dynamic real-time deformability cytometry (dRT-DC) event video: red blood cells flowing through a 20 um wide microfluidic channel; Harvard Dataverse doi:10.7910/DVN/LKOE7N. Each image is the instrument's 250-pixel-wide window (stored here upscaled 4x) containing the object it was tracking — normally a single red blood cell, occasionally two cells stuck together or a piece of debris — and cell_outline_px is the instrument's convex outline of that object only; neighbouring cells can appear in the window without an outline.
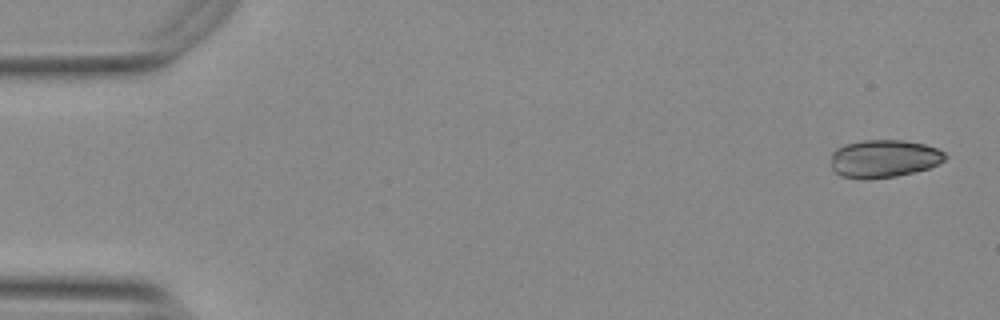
{"species": "Egyptian fruit bat (a non-hibernating species)", "species_latin": "Rousettus aegyptiacus", "temperature_condition": "warm", "stored_images_in_passage": 48, "camera_frame_rate_fps": 3000, "um_per_image_px": 0.085, "animal": {"sex": "female"}, "frame": {"image": 1, "passage_image": 1, "time_ms": 0.0, "image_size_px": [1000, 320], "cell_outline_px": [[948, 156], [944, 160], [928, 168], [896, 176], [868, 180], [864, 180], [840, 176], [832, 168], [832, 152], [836, 148], [844, 144], [864, 140], [904, 140], [924, 144], [936, 148], [944, 152]], "centroid_in_image_um": [75.1, 13.48], "position_along_channel_um": 9.9, "area_um2": 25.26}}
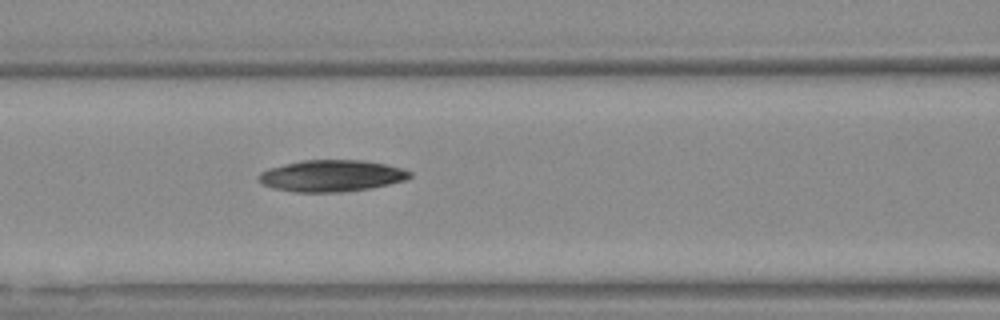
{"frame": {"image": 2, "passage_image": 22, "time_ms": 7.0, "image_size_px": [1000, 320], "cell_outline_px": [[412, 176], [404, 180], [388, 184], [368, 188], [340, 192], [292, 192], [272, 188], [264, 184], [256, 176], [260, 172], [268, 168], [300, 160], [364, 160], [384, 164], [400, 168], [412, 172]], "centroid_in_image_um": [28.13, 14.94], "position_along_channel_um": 138.5, "area_um2": 27.74}}
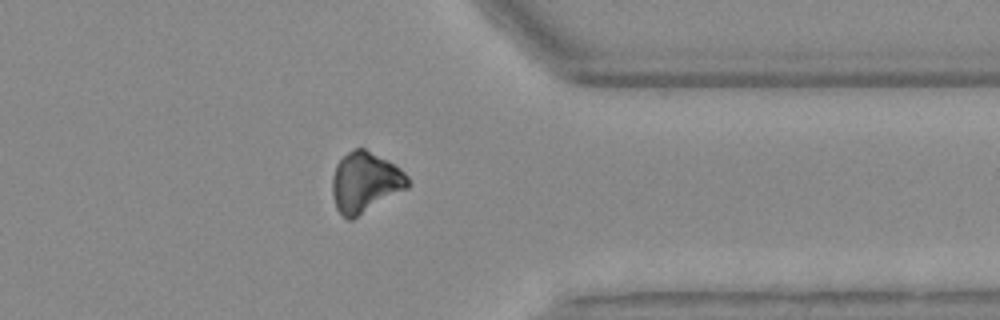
{"frame": {"image": 3, "passage_image": 42, "time_ms": 13.667, "image_size_px": [1000, 320], "cell_outline_px": [[408, 188], [352, 220], [348, 220], [336, 208], [332, 196], [332, 176], [336, 164], [352, 148], [364, 148], [388, 160], [400, 168], [408, 176]], "centroid_in_image_um": [31.03, 15.5], "position_along_channel_um": 380.4, "area_um2": 26.65}}